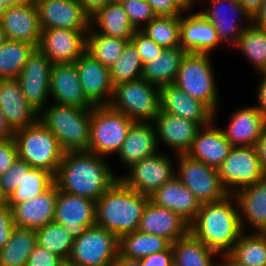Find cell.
Segmentation results:
<instances>
[{"label": "cell", "instance_id": "6da1fadb", "mask_svg": "<svg viewBox=\"0 0 266 266\" xmlns=\"http://www.w3.org/2000/svg\"><path fill=\"white\" fill-rule=\"evenodd\" d=\"M107 158L89 151L64 152L54 183L64 193L97 201L117 180Z\"/></svg>", "mask_w": 266, "mask_h": 266}, {"label": "cell", "instance_id": "7a4b0ae2", "mask_svg": "<svg viewBox=\"0 0 266 266\" xmlns=\"http://www.w3.org/2000/svg\"><path fill=\"white\" fill-rule=\"evenodd\" d=\"M189 231L219 255L228 254L243 233L234 196L202 203Z\"/></svg>", "mask_w": 266, "mask_h": 266}, {"label": "cell", "instance_id": "3957f363", "mask_svg": "<svg viewBox=\"0 0 266 266\" xmlns=\"http://www.w3.org/2000/svg\"><path fill=\"white\" fill-rule=\"evenodd\" d=\"M149 196L125 186L119 179L96 201V225L118 239L138 229Z\"/></svg>", "mask_w": 266, "mask_h": 266}, {"label": "cell", "instance_id": "277c9868", "mask_svg": "<svg viewBox=\"0 0 266 266\" xmlns=\"http://www.w3.org/2000/svg\"><path fill=\"white\" fill-rule=\"evenodd\" d=\"M90 109L49 103L38 115V120L57 138L61 149L88 151L91 129Z\"/></svg>", "mask_w": 266, "mask_h": 266}, {"label": "cell", "instance_id": "5b68a950", "mask_svg": "<svg viewBox=\"0 0 266 266\" xmlns=\"http://www.w3.org/2000/svg\"><path fill=\"white\" fill-rule=\"evenodd\" d=\"M210 54L186 52L174 84L192 98L205 103L216 118L219 109L218 86Z\"/></svg>", "mask_w": 266, "mask_h": 266}, {"label": "cell", "instance_id": "8992f818", "mask_svg": "<svg viewBox=\"0 0 266 266\" xmlns=\"http://www.w3.org/2000/svg\"><path fill=\"white\" fill-rule=\"evenodd\" d=\"M13 138L20 159L55 176L64 151L49 129L37 120L28 127L16 130Z\"/></svg>", "mask_w": 266, "mask_h": 266}, {"label": "cell", "instance_id": "52a82bcc", "mask_svg": "<svg viewBox=\"0 0 266 266\" xmlns=\"http://www.w3.org/2000/svg\"><path fill=\"white\" fill-rule=\"evenodd\" d=\"M109 106L134 122L153 123L160 113V88L143 78L114 85Z\"/></svg>", "mask_w": 266, "mask_h": 266}, {"label": "cell", "instance_id": "ba28073f", "mask_svg": "<svg viewBox=\"0 0 266 266\" xmlns=\"http://www.w3.org/2000/svg\"><path fill=\"white\" fill-rule=\"evenodd\" d=\"M134 123L110 106H93L88 151L105 158L116 156Z\"/></svg>", "mask_w": 266, "mask_h": 266}, {"label": "cell", "instance_id": "9c48e42d", "mask_svg": "<svg viewBox=\"0 0 266 266\" xmlns=\"http://www.w3.org/2000/svg\"><path fill=\"white\" fill-rule=\"evenodd\" d=\"M175 176L202 203L217 202L230 193L223 186L218 168L190 158L187 154L175 155Z\"/></svg>", "mask_w": 266, "mask_h": 266}, {"label": "cell", "instance_id": "30bf717a", "mask_svg": "<svg viewBox=\"0 0 266 266\" xmlns=\"http://www.w3.org/2000/svg\"><path fill=\"white\" fill-rule=\"evenodd\" d=\"M118 246L119 239L112 232L95 224L74 239L69 259L78 266H113Z\"/></svg>", "mask_w": 266, "mask_h": 266}, {"label": "cell", "instance_id": "8fae6325", "mask_svg": "<svg viewBox=\"0 0 266 266\" xmlns=\"http://www.w3.org/2000/svg\"><path fill=\"white\" fill-rule=\"evenodd\" d=\"M173 157L158 151L127 168V174L118 176L119 180L129 189L151 196L164 183L176 174Z\"/></svg>", "mask_w": 266, "mask_h": 266}, {"label": "cell", "instance_id": "7c38bea8", "mask_svg": "<svg viewBox=\"0 0 266 266\" xmlns=\"http://www.w3.org/2000/svg\"><path fill=\"white\" fill-rule=\"evenodd\" d=\"M223 186L230 194L266 176L253 146H233L218 167Z\"/></svg>", "mask_w": 266, "mask_h": 266}, {"label": "cell", "instance_id": "4fadbf2b", "mask_svg": "<svg viewBox=\"0 0 266 266\" xmlns=\"http://www.w3.org/2000/svg\"><path fill=\"white\" fill-rule=\"evenodd\" d=\"M200 1V0H198ZM210 4L199 12L216 29L224 46L233 48L244 29L252 23L251 16L244 10L238 0H201Z\"/></svg>", "mask_w": 266, "mask_h": 266}, {"label": "cell", "instance_id": "5bb4252c", "mask_svg": "<svg viewBox=\"0 0 266 266\" xmlns=\"http://www.w3.org/2000/svg\"><path fill=\"white\" fill-rule=\"evenodd\" d=\"M52 65L49 58L36 48L16 79L27 103L38 113L49 104Z\"/></svg>", "mask_w": 266, "mask_h": 266}, {"label": "cell", "instance_id": "9a60e30c", "mask_svg": "<svg viewBox=\"0 0 266 266\" xmlns=\"http://www.w3.org/2000/svg\"><path fill=\"white\" fill-rule=\"evenodd\" d=\"M88 31L63 28L42 29L37 48L53 64L73 63L86 51Z\"/></svg>", "mask_w": 266, "mask_h": 266}, {"label": "cell", "instance_id": "2e32d148", "mask_svg": "<svg viewBox=\"0 0 266 266\" xmlns=\"http://www.w3.org/2000/svg\"><path fill=\"white\" fill-rule=\"evenodd\" d=\"M62 224L73 239L80 237L87 227L96 224V201L57 188L54 220Z\"/></svg>", "mask_w": 266, "mask_h": 266}, {"label": "cell", "instance_id": "e0dca14e", "mask_svg": "<svg viewBox=\"0 0 266 266\" xmlns=\"http://www.w3.org/2000/svg\"><path fill=\"white\" fill-rule=\"evenodd\" d=\"M75 63L86 99L93 106H109L114 90L109 67L95 60L87 51Z\"/></svg>", "mask_w": 266, "mask_h": 266}, {"label": "cell", "instance_id": "ac0fdd59", "mask_svg": "<svg viewBox=\"0 0 266 266\" xmlns=\"http://www.w3.org/2000/svg\"><path fill=\"white\" fill-rule=\"evenodd\" d=\"M42 29L90 30V15L76 0H44L36 3Z\"/></svg>", "mask_w": 266, "mask_h": 266}, {"label": "cell", "instance_id": "d6986e66", "mask_svg": "<svg viewBox=\"0 0 266 266\" xmlns=\"http://www.w3.org/2000/svg\"><path fill=\"white\" fill-rule=\"evenodd\" d=\"M49 90L52 103L80 109L93 107L83 92L75 62L52 65Z\"/></svg>", "mask_w": 266, "mask_h": 266}, {"label": "cell", "instance_id": "ffe728a7", "mask_svg": "<svg viewBox=\"0 0 266 266\" xmlns=\"http://www.w3.org/2000/svg\"><path fill=\"white\" fill-rule=\"evenodd\" d=\"M153 124L158 146L163 143L176 155L186 154L190 150L197 132L202 127L196 122L161 110Z\"/></svg>", "mask_w": 266, "mask_h": 266}, {"label": "cell", "instance_id": "44dd1931", "mask_svg": "<svg viewBox=\"0 0 266 266\" xmlns=\"http://www.w3.org/2000/svg\"><path fill=\"white\" fill-rule=\"evenodd\" d=\"M0 25L6 39L29 42L38 46L42 28L36 4L30 2L8 7L2 15Z\"/></svg>", "mask_w": 266, "mask_h": 266}, {"label": "cell", "instance_id": "7402d4cb", "mask_svg": "<svg viewBox=\"0 0 266 266\" xmlns=\"http://www.w3.org/2000/svg\"><path fill=\"white\" fill-rule=\"evenodd\" d=\"M232 195L237 202L243 232L248 225L253 232L266 233V176Z\"/></svg>", "mask_w": 266, "mask_h": 266}, {"label": "cell", "instance_id": "603a6c76", "mask_svg": "<svg viewBox=\"0 0 266 266\" xmlns=\"http://www.w3.org/2000/svg\"><path fill=\"white\" fill-rule=\"evenodd\" d=\"M161 111L206 126L214 120V112L202 101L192 98L175 84L160 88Z\"/></svg>", "mask_w": 266, "mask_h": 266}, {"label": "cell", "instance_id": "cb8c5ba5", "mask_svg": "<svg viewBox=\"0 0 266 266\" xmlns=\"http://www.w3.org/2000/svg\"><path fill=\"white\" fill-rule=\"evenodd\" d=\"M181 15L180 44L186 52L210 54L221 46L213 25L199 12Z\"/></svg>", "mask_w": 266, "mask_h": 266}, {"label": "cell", "instance_id": "d4e9b609", "mask_svg": "<svg viewBox=\"0 0 266 266\" xmlns=\"http://www.w3.org/2000/svg\"><path fill=\"white\" fill-rule=\"evenodd\" d=\"M137 230L164 237L173 244L189 232V223L179 214L148 201Z\"/></svg>", "mask_w": 266, "mask_h": 266}, {"label": "cell", "instance_id": "484cf974", "mask_svg": "<svg viewBox=\"0 0 266 266\" xmlns=\"http://www.w3.org/2000/svg\"><path fill=\"white\" fill-rule=\"evenodd\" d=\"M56 199L57 186L53 183L40 195L15 205L11 209L14 225L37 230L52 222L55 215Z\"/></svg>", "mask_w": 266, "mask_h": 266}, {"label": "cell", "instance_id": "4316f807", "mask_svg": "<svg viewBox=\"0 0 266 266\" xmlns=\"http://www.w3.org/2000/svg\"><path fill=\"white\" fill-rule=\"evenodd\" d=\"M0 109L14 132L38 120L39 113L27 103L16 79L0 80Z\"/></svg>", "mask_w": 266, "mask_h": 266}, {"label": "cell", "instance_id": "83f0119b", "mask_svg": "<svg viewBox=\"0 0 266 266\" xmlns=\"http://www.w3.org/2000/svg\"><path fill=\"white\" fill-rule=\"evenodd\" d=\"M214 120L202 126L197 132L190 150L186 153L190 158L218 168L233 147L225 138Z\"/></svg>", "mask_w": 266, "mask_h": 266}, {"label": "cell", "instance_id": "f1b7e54d", "mask_svg": "<svg viewBox=\"0 0 266 266\" xmlns=\"http://www.w3.org/2000/svg\"><path fill=\"white\" fill-rule=\"evenodd\" d=\"M149 201L179 214L189 224L196 218L201 207L196 196L176 176L149 196Z\"/></svg>", "mask_w": 266, "mask_h": 266}, {"label": "cell", "instance_id": "f546056e", "mask_svg": "<svg viewBox=\"0 0 266 266\" xmlns=\"http://www.w3.org/2000/svg\"><path fill=\"white\" fill-rule=\"evenodd\" d=\"M231 115L227 128H221L232 146H255L266 130V119L256 106L239 108Z\"/></svg>", "mask_w": 266, "mask_h": 266}, {"label": "cell", "instance_id": "4dcf8cb0", "mask_svg": "<svg viewBox=\"0 0 266 266\" xmlns=\"http://www.w3.org/2000/svg\"><path fill=\"white\" fill-rule=\"evenodd\" d=\"M156 129L153 123L135 122L122 143L117 158L125 167H129L159 150Z\"/></svg>", "mask_w": 266, "mask_h": 266}, {"label": "cell", "instance_id": "1f68e13d", "mask_svg": "<svg viewBox=\"0 0 266 266\" xmlns=\"http://www.w3.org/2000/svg\"><path fill=\"white\" fill-rule=\"evenodd\" d=\"M90 26L88 33H99L129 41L136 32L120 3L108 2L98 9L90 17Z\"/></svg>", "mask_w": 266, "mask_h": 266}, {"label": "cell", "instance_id": "d6a6232c", "mask_svg": "<svg viewBox=\"0 0 266 266\" xmlns=\"http://www.w3.org/2000/svg\"><path fill=\"white\" fill-rule=\"evenodd\" d=\"M185 54L186 51L181 46L165 48L152 61L143 64L142 78L159 88L174 84Z\"/></svg>", "mask_w": 266, "mask_h": 266}, {"label": "cell", "instance_id": "836d02e7", "mask_svg": "<svg viewBox=\"0 0 266 266\" xmlns=\"http://www.w3.org/2000/svg\"><path fill=\"white\" fill-rule=\"evenodd\" d=\"M171 248L174 266H219L218 260L215 263V259L220 255L208 248L190 231L171 244Z\"/></svg>", "mask_w": 266, "mask_h": 266}, {"label": "cell", "instance_id": "e575fe53", "mask_svg": "<svg viewBox=\"0 0 266 266\" xmlns=\"http://www.w3.org/2000/svg\"><path fill=\"white\" fill-rule=\"evenodd\" d=\"M36 245L35 229L15 226L9 240L0 250V266H26Z\"/></svg>", "mask_w": 266, "mask_h": 266}, {"label": "cell", "instance_id": "d590c367", "mask_svg": "<svg viewBox=\"0 0 266 266\" xmlns=\"http://www.w3.org/2000/svg\"><path fill=\"white\" fill-rule=\"evenodd\" d=\"M171 243L164 237L138 230L119 238V253L125 257L142 259L150 254L165 251Z\"/></svg>", "mask_w": 266, "mask_h": 266}, {"label": "cell", "instance_id": "8d00e7d4", "mask_svg": "<svg viewBox=\"0 0 266 266\" xmlns=\"http://www.w3.org/2000/svg\"><path fill=\"white\" fill-rule=\"evenodd\" d=\"M36 48L29 42L6 39L0 46V80L17 79Z\"/></svg>", "mask_w": 266, "mask_h": 266}, {"label": "cell", "instance_id": "74e56055", "mask_svg": "<svg viewBox=\"0 0 266 266\" xmlns=\"http://www.w3.org/2000/svg\"><path fill=\"white\" fill-rule=\"evenodd\" d=\"M243 232L228 253L246 266H266V233Z\"/></svg>", "mask_w": 266, "mask_h": 266}, {"label": "cell", "instance_id": "f35d334b", "mask_svg": "<svg viewBox=\"0 0 266 266\" xmlns=\"http://www.w3.org/2000/svg\"><path fill=\"white\" fill-rule=\"evenodd\" d=\"M234 48L245 56L258 73L266 62V29L251 23L244 29Z\"/></svg>", "mask_w": 266, "mask_h": 266}, {"label": "cell", "instance_id": "ab89813d", "mask_svg": "<svg viewBox=\"0 0 266 266\" xmlns=\"http://www.w3.org/2000/svg\"><path fill=\"white\" fill-rule=\"evenodd\" d=\"M53 183L54 176L46 170L32 167L29 171H24L21 184L8 197V206L12 209L15 205L40 195Z\"/></svg>", "mask_w": 266, "mask_h": 266}, {"label": "cell", "instance_id": "60d3db41", "mask_svg": "<svg viewBox=\"0 0 266 266\" xmlns=\"http://www.w3.org/2000/svg\"><path fill=\"white\" fill-rule=\"evenodd\" d=\"M181 15L156 16L141 31L164 48L181 46Z\"/></svg>", "mask_w": 266, "mask_h": 266}, {"label": "cell", "instance_id": "b9f144b4", "mask_svg": "<svg viewBox=\"0 0 266 266\" xmlns=\"http://www.w3.org/2000/svg\"><path fill=\"white\" fill-rule=\"evenodd\" d=\"M129 40L109 37L99 33H87L86 51L101 64L111 67L122 55Z\"/></svg>", "mask_w": 266, "mask_h": 266}, {"label": "cell", "instance_id": "7bdbcfd3", "mask_svg": "<svg viewBox=\"0 0 266 266\" xmlns=\"http://www.w3.org/2000/svg\"><path fill=\"white\" fill-rule=\"evenodd\" d=\"M37 244L61 259H68L74 239L68 234L62 224L49 222L36 230Z\"/></svg>", "mask_w": 266, "mask_h": 266}, {"label": "cell", "instance_id": "ee69618b", "mask_svg": "<svg viewBox=\"0 0 266 266\" xmlns=\"http://www.w3.org/2000/svg\"><path fill=\"white\" fill-rule=\"evenodd\" d=\"M143 63L135 46L129 41L122 55L109 68L113 85L142 78Z\"/></svg>", "mask_w": 266, "mask_h": 266}, {"label": "cell", "instance_id": "f6af8a7d", "mask_svg": "<svg viewBox=\"0 0 266 266\" xmlns=\"http://www.w3.org/2000/svg\"><path fill=\"white\" fill-rule=\"evenodd\" d=\"M122 5L135 30L143 29L156 17L151 5L146 0H127Z\"/></svg>", "mask_w": 266, "mask_h": 266}, {"label": "cell", "instance_id": "bcb514c9", "mask_svg": "<svg viewBox=\"0 0 266 266\" xmlns=\"http://www.w3.org/2000/svg\"><path fill=\"white\" fill-rule=\"evenodd\" d=\"M31 168L26 161L17 157L12 166L0 176V184L8 197L21 184L24 171H29Z\"/></svg>", "mask_w": 266, "mask_h": 266}, {"label": "cell", "instance_id": "7dc6e473", "mask_svg": "<svg viewBox=\"0 0 266 266\" xmlns=\"http://www.w3.org/2000/svg\"><path fill=\"white\" fill-rule=\"evenodd\" d=\"M130 42L135 46L143 64L153 60V58L163 52L164 47L156 44L150 37L141 30H136Z\"/></svg>", "mask_w": 266, "mask_h": 266}, {"label": "cell", "instance_id": "c3c4849f", "mask_svg": "<svg viewBox=\"0 0 266 266\" xmlns=\"http://www.w3.org/2000/svg\"><path fill=\"white\" fill-rule=\"evenodd\" d=\"M18 157L14 138L0 139V176L3 175Z\"/></svg>", "mask_w": 266, "mask_h": 266}, {"label": "cell", "instance_id": "681fc988", "mask_svg": "<svg viewBox=\"0 0 266 266\" xmlns=\"http://www.w3.org/2000/svg\"><path fill=\"white\" fill-rule=\"evenodd\" d=\"M62 259L38 244L33 249L26 266H57Z\"/></svg>", "mask_w": 266, "mask_h": 266}, {"label": "cell", "instance_id": "f907efd6", "mask_svg": "<svg viewBox=\"0 0 266 266\" xmlns=\"http://www.w3.org/2000/svg\"><path fill=\"white\" fill-rule=\"evenodd\" d=\"M14 227L11 208L8 205L0 206V250L9 240Z\"/></svg>", "mask_w": 266, "mask_h": 266}, {"label": "cell", "instance_id": "816d5d0a", "mask_svg": "<svg viewBox=\"0 0 266 266\" xmlns=\"http://www.w3.org/2000/svg\"><path fill=\"white\" fill-rule=\"evenodd\" d=\"M140 266H174L173 251L171 246L161 252L150 254L139 259Z\"/></svg>", "mask_w": 266, "mask_h": 266}, {"label": "cell", "instance_id": "f5cc1de1", "mask_svg": "<svg viewBox=\"0 0 266 266\" xmlns=\"http://www.w3.org/2000/svg\"><path fill=\"white\" fill-rule=\"evenodd\" d=\"M152 7L156 16H178L184 12L173 0H146Z\"/></svg>", "mask_w": 266, "mask_h": 266}, {"label": "cell", "instance_id": "db71d44e", "mask_svg": "<svg viewBox=\"0 0 266 266\" xmlns=\"http://www.w3.org/2000/svg\"><path fill=\"white\" fill-rule=\"evenodd\" d=\"M257 87V105L256 108L258 111L264 116L266 119V78H261L260 82L258 83Z\"/></svg>", "mask_w": 266, "mask_h": 266}, {"label": "cell", "instance_id": "11a10c76", "mask_svg": "<svg viewBox=\"0 0 266 266\" xmlns=\"http://www.w3.org/2000/svg\"><path fill=\"white\" fill-rule=\"evenodd\" d=\"M254 147L257 152V157L260 160L261 167L266 173V130L258 138Z\"/></svg>", "mask_w": 266, "mask_h": 266}, {"label": "cell", "instance_id": "9f6ffc18", "mask_svg": "<svg viewBox=\"0 0 266 266\" xmlns=\"http://www.w3.org/2000/svg\"><path fill=\"white\" fill-rule=\"evenodd\" d=\"M84 10L92 16L98 9L102 8L108 0H76Z\"/></svg>", "mask_w": 266, "mask_h": 266}, {"label": "cell", "instance_id": "6f0895ef", "mask_svg": "<svg viewBox=\"0 0 266 266\" xmlns=\"http://www.w3.org/2000/svg\"><path fill=\"white\" fill-rule=\"evenodd\" d=\"M252 23L260 28L266 29V0L262 2L259 10L252 17Z\"/></svg>", "mask_w": 266, "mask_h": 266}, {"label": "cell", "instance_id": "680465c9", "mask_svg": "<svg viewBox=\"0 0 266 266\" xmlns=\"http://www.w3.org/2000/svg\"><path fill=\"white\" fill-rule=\"evenodd\" d=\"M244 10L251 16V18L259 10L264 0H238Z\"/></svg>", "mask_w": 266, "mask_h": 266}, {"label": "cell", "instance_id": "91938a15", "mask_svg": "<svg viewBox=\"0 0 266 266\" xmlns=\"http://www.w3.org/2000/svg\"><path fill=\"white\" fill-rule=\"evenodd\" d=\"M14 137V131L7 124L4 114L0 109V139H8Z\"/></svg>", "mask_w": 266, "mask_h": 266}, {"label": "cell", "instance_id": "94428289", "mask_svg": "<svg viewBox=\"0 0 266 266\" xmlns=\"http://www.w3.org/2000/svg\"><path fill=\"white\" fill-rule=\"evenodd\" d=\"M113 266H140L139 259L128 258L119 252L113 262Z\"/></svg>", "mask_w": 266, "mask_h": 266}, {"label": "cell", "instance_id": "6125c7cd", "mask_svg": "<svg viewBox=\"0 0 266 266\" xmlns=\"http://www.w3.org/2000/svg\"><path fill=\"white\" fill-rule=\"evenodd\" d=\"M174 3L183 11V12H191L194 4L198 0H173Z\"/></svg>", "mask_w": 266, "mask_h": 266}, {"label": "cell", "instance_id": "be15d7a7", "mask_svg": "<svg viewBox=\"0 0 266 266\" xmlns=\"http://www.w3.org/2000/svg\"><path fill=\"white\" fill-rule=\"evenodd\" d=\"M219 260L220 266H246L234 260L229 254L220 255Z\"/></svg>", "mask_w": 266, "mask_h": 266}, {"label": "cell", "instance_id": "e7e4bbea", "mask_svg": "<svg viewBox=\"0 0 266 266\" xmlns=\"http://www.w3.org/2000/svg\"><path fill=\"white\" fill-rule=\"evenodd\" d=\"M6 7H12L15 5L28 4L32 2L31 0H3Z\"/></svg>", "mask_w": 266, "mask_h": 266}, {"label": "cell", "instance_id": "03108f58", "mask_svg": "<svg viewBox=\"0 0 266 266\" xmlns=\"http://www.w3.org/2000/svg\"><path fill=\"white\" fill-rule=\"evenodd\" d=\"M8 205V196L4 193L2 185L0 184V206Z\"/></svg>", "mask_w": 266, "mask_h": 266}, {"label": "cell", "instance_id": "003e7915", "mask_svg": "<svg viewBox=\"0 0 266 266\" xmlns=\"http://www.w3.org/2000/svg\"><path fill=\"white\" fill-rule=\"evenodd\" d=\"M57 266H78V265L68 258V259H62Z\"/></svg>", "mask_w": 266, "mask_h": 266}, {"label": "cell", "instance_id": "a7ac6f4b", "mask_svg": "<svg viewBox=\"0 0 266 266\" xmlns=\"http://www.w3.org/2000/svg\"><path fill=\"white\" fill-rule=\"evenodd\" d=\"M6 10H7V7L4 4V1L0 0V20L2 18V15L6 12Z\"/></svg>", "mask_w": 266, "mask_h": 266}, {"label": "cell", "instance_id": "89a4df30", "mask_svg": "<svg viewBox=\"0 0 266 266\" xmlns=\"http://www.w3.org/2000/svg\"><path fill=\"white\" fill-rule=\"evenodd\" d=\"M5 40H6L5 33L2 30L1 25H0V46L5 42Z\"/></svg>", "mask_w": 266, "mask_h": 266}, {"label": "cell", "instance_id": "2644e50d", "mask_svg": "<svg viewBox=\"0 0 266 266\" xmlns=\"http://www.w3.org/2000/svg\"><path fill=\"white\" fill-rule=\"evenodd\" d=\"M258 74L260 75V77L266 78V62L264 66L261 68V70L258 72Z\"/></svg>", "mask_w": 266, "mask_h": 266}, {"label": "cell", "instance_id": "8c879c8a", "mask_svg": "<svg viewBox=\"0 0 266 266\" xmlns=\"http://www.w3.org/2000/svg\"><path fill=\"white\" fill-rule=\"evenodd\" d=\"M124 1H127V0H108V2H111V3H120V4H122Z\"/></svg>", "mask_w": 266, "mask_h": 266}, {"label": "cell", "instance_id": "753ad0ef", "mask_svg": "<svg viewBox=\"0 0 266 266\" xmlns=\"http://www.w3.org/2000/svg\"><path fill=\"white\" fill-rule=\"evenodd\" d=\"M31 1H32V3L36 4V3L42 2L44 0H31Z\"/></svg>", "mask_w": 266, "mask_h": 266}]
</instances>
